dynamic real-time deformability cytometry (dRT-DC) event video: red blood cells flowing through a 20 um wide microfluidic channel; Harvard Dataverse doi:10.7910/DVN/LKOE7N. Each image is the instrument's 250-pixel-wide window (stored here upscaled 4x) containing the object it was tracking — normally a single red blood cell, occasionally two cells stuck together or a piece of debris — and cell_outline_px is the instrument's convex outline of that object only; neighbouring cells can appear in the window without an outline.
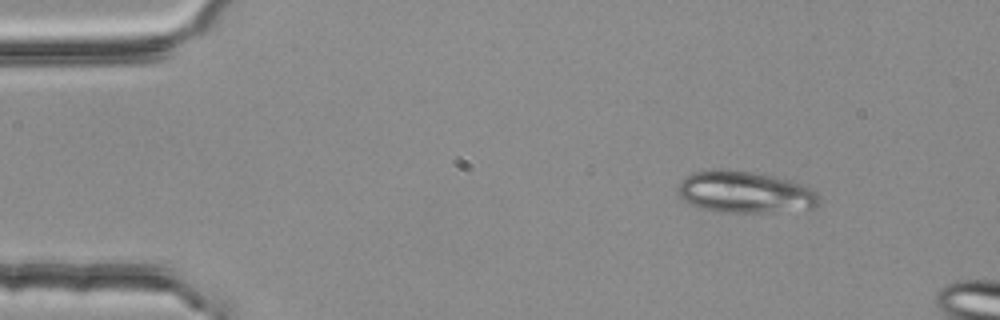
{"species": "common noctule bat (a hibernating species)", "species_latin": "Nyctalus noctula", "temperature_condition": "room temperature", "stored_images_in_passage": 3, "camera_frame_rate_fps": 3000, "um_per_image_px": 0.085, "animal": {"sex": "female", "body_mass_g": 25.1}, "frame": {"image": 1, "passage_image": 1, "time_ms": 0.0, "image_size_px": [1000, 320], "cell_outline_px": [[820, 204], [816, 208], [772, 212], [720, 212], [700, 208], [684, 200], [676, 192], [676, 188], [680, 180], [692, 172], [720, 168], [752, 172], [772, 176], [804, 184], [820, 196]], "centroid_in_image_um": [63.3, 16.33], "position_along_channel_um": 21.7, "area_um2": 34.62}}